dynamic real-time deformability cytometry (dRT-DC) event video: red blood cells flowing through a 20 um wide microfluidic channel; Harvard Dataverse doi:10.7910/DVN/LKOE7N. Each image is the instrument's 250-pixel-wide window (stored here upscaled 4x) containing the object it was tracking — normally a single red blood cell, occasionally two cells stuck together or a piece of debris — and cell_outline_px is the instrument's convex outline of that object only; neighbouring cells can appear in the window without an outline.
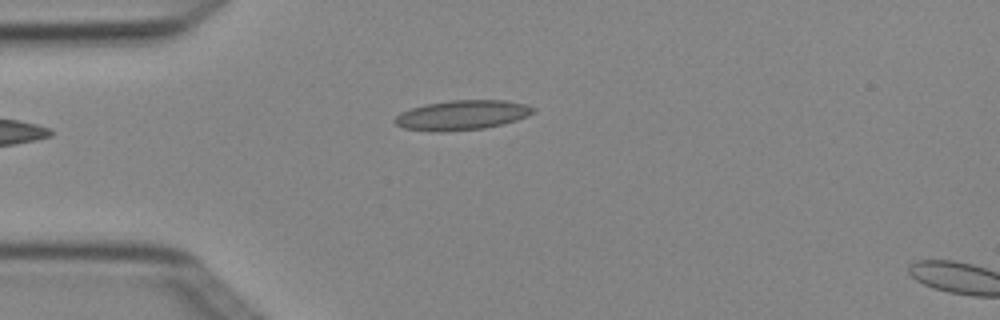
{"species": "Egyptian fruit bat (a non-hibernating species)", "species_latin": "Rousettus aegyptiacus", "temperature_condition": "cold", "stored_images_in_passage": 3, "camera_frame_rate_fps": 3000, "um_per_image_px": 0.085, "animal": {"sex": "female"}, "frame": {"image": 1, "passage_image": 3, "time_ms": 0.667, "image_size_px": [1000, 320], "cell_outline_px": [[536, 112], [528, 116], [504, 124], [484, 128], [444, 132], [432, 132], [404, 128], [396, 124], [392, 120], [400, 112], [424, 104], [448, 100], [504, 100], [524, 104], [536, 108]], "centroid_in_image_um": [39.26, 9.79], "position_along_channel_um": 45.7, "area_um2": 24.22}}